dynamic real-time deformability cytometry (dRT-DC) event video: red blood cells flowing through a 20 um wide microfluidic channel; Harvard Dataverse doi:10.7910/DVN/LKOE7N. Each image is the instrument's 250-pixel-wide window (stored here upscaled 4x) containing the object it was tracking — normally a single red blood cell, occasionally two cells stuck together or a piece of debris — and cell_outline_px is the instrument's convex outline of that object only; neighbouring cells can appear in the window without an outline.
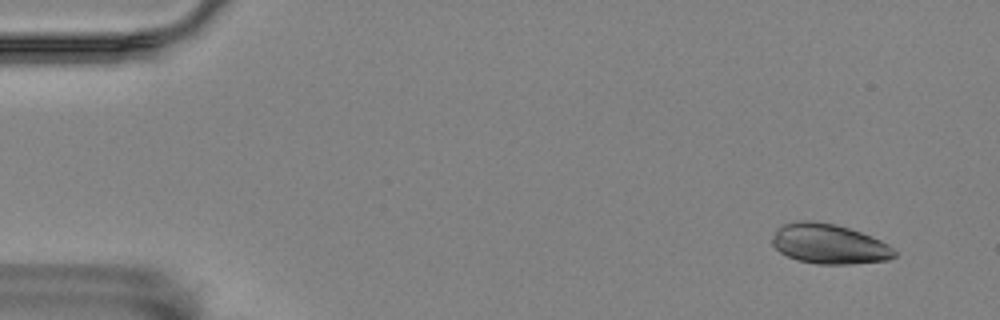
{"species": "Egyptian fruit bat (a non-hibernating species)", "species_latin": "Rousettus aegyptiacus", "temperature_condition": "room temperature", "stored_images_in_passage": 54, "camera_frame_rate_fps": 3000, "um_per_image_px": 0.085, "animal": {"sex": "female"}, "frame": {"image": 1, "passage_image": 1, "time_ms": 0.0, "image_size_px": [1000, 320], "cell_outline_px": [[896, 256], [888, 260], [848, 264], [816, 264], [796, 260], [780, 252], [772, 244], [772, 236], [776, 228], [784, 224], [800, 220], [812, 220], [832, 224], [848, 228], [860, 232], [880, 240], [888, 244], [896, 252]], "centroid_in_image_um": [70.44, 20.74], "position_along_channel_um": 14.6, "area_um2": 28.38}}
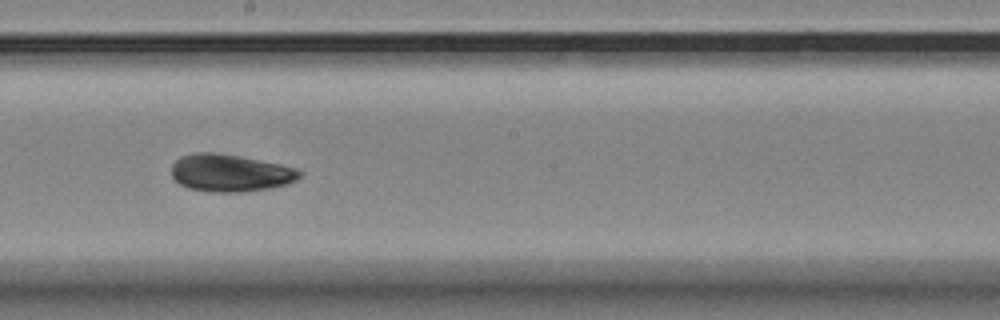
{"frame": {"image": 2, "passage_image": 29, "time_ms": 9.333, "image_size_px": [1000, 320], "cell_outline_px": [[304, 172], [296, 180], [288, 184], [272, 188], [244, 192], [216, 192], [188, 188], [180, 184], [172, 176], [172, 164], [180, 156], [196, 152], [216, 152], [240, 156], [300, 168]], "centroid_in_image_um": [19.61, 14.69], "position_along_channel_um": 228.6, "area_um2": 28.21}}
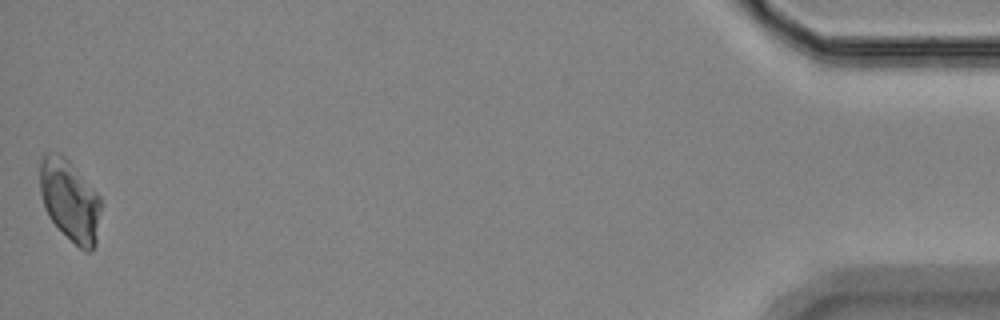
{"frame": {"image": 3, "passage_image": 54, "time_ms": 17.667, "image_size_px": [1000, 320], "cell_outline_px": [[100, 212], [96, 244], [92, 252], [84, 252], [48, 216], [44, 208], [40, 192], [40, 156], [44, 152], [60, 152], [72, 164], [100, 196]], "centroid_in_image_um": [5.92, 17.0], "position_along_channel_um": 429.3, "area_um2": 28.96}, "authors_computed_cell_mechanics": {"area_um2": 27.6862, "velocity_mm_per_s": 3.477, "shape_relaxation_time_tau1_ms": 2.4835, "shape_relaxation_time_tau2_ms": 3.6544, "deformation_change_tau1": 0.0764, "deformation_change_tau2": 0.0578}}